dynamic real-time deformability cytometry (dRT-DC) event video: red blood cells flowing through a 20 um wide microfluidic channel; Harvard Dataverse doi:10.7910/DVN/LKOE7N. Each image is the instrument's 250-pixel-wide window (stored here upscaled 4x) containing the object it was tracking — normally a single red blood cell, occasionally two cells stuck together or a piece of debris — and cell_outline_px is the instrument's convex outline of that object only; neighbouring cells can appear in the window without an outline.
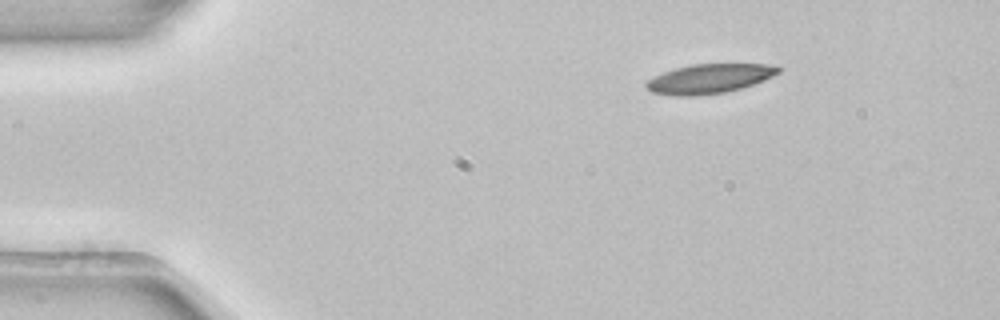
{"species": "common noctule bat (a hibernating species)", "species_latin": "Nyctalus noctula", "temperature_condition": "room temperature", "stored_images_in_passage": 4, "camera_frame_rate_fps": 3000, "um_per_image_px": 0.085, "animal": {"sex": "female", "body_mass_g": 22.7, "forearm_length_mm": 54.2}, "frame": {"image": 1, "passage_image": 1, "time_ms": 0.0, "image_size_px": [1000, 320], "cell_outline_px": [[784, 68], [780, 72], [764, 80], [740, 88], [724, 92], [692, 96], [676, 96], [652, 92], [644, 84], [648, 80], [664, 72], [676, 68], [692, 64], [764, 64]], "centroid_in_image_um": [60.3, 6.68], "position_along_channel_um": 24.7, "area_um2": 22.31}}
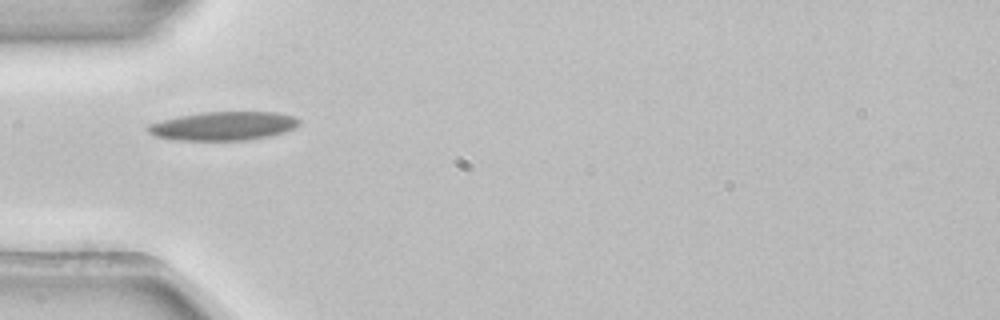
{"frame": {"image": 2, "passage_image": 3, "time_ms": 0.667, "image_size_px": [1000, 320], "cell_outline_px": [[300, 124], [296, 128], [272, 136], [244, 140], [180, 140], [156, 136], [148, 132], [144, 128], [148, 124], [180, 116], [200, 112], [276, 112], [292, 116], [300, 120]], "centroid_in_image_um": [19.01, 10.71], "position_along_channel_um": 66.0, "area_um2": 25.26}}